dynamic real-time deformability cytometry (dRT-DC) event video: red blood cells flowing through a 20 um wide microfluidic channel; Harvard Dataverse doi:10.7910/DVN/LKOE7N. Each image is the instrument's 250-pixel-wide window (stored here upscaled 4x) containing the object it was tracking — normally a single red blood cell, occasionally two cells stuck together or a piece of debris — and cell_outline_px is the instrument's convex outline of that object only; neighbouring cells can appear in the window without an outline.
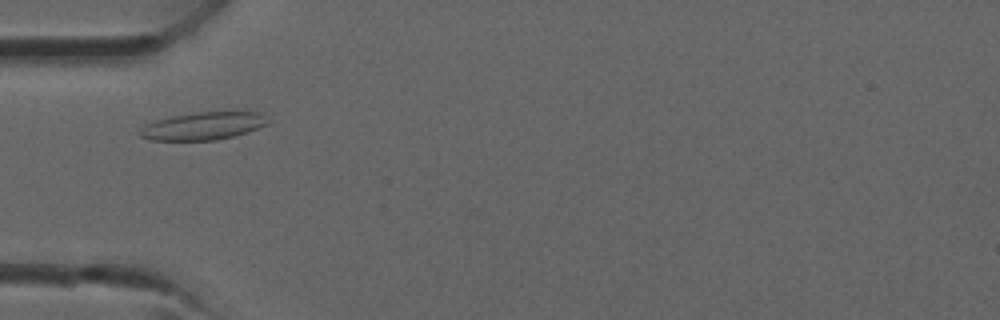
{"species": "common noctule bat (a hibernating species)", "species_latin": "Nyctalus noctula", "temperature_condition": "room temperature", "stored_images_in_passage": 28, "camera_frame_rate_fps": 3000, "um_per_image_px": 0.085, "animal": {"sex": "male", "forearm_length_mm": 52.5}, "frame": {"image": 1, "passage_image": 7, "time_ms": 2.0, "image_size_px": [1000, 320], "cell_outline_px": [[272, 120], [268, 124], [248, 132], [216, 140], [152, 140], [140, 136], [136, 132], [144, 124], [156, 120], [172, 116], [196, 112], [260, 112]], "centroid_in_image_um": [17.27, 10.7], "position_along_channel_um": 67.7, "area_um2": 20.81}}
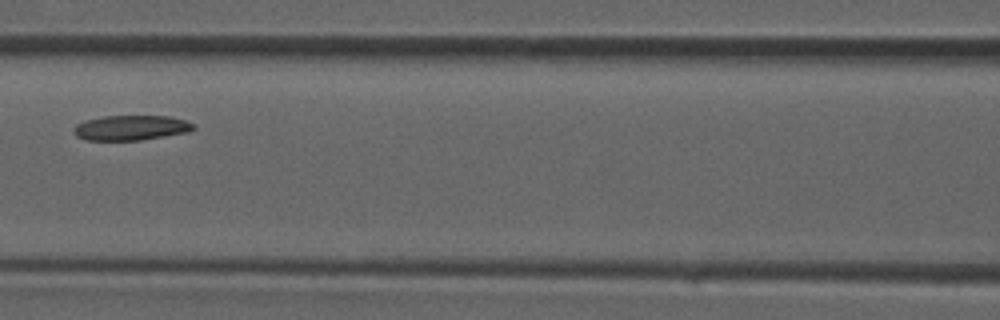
{"frame": {"image": 2, "passage_image": 12, "time_ms": 3.667, "image_size_px": [1000, 320], "cell_outline_px": [[196, 128], [188, 132], [140, 140], [88, 140], [76, 136], [72, 132], [76, 124], [84, 120], [104, 116], [172, 116], [196, 124]], "centroid_in_image_um": [11.14, 10.85], "position_along_channel_um": 155.5, "area_um2": 17.51}}
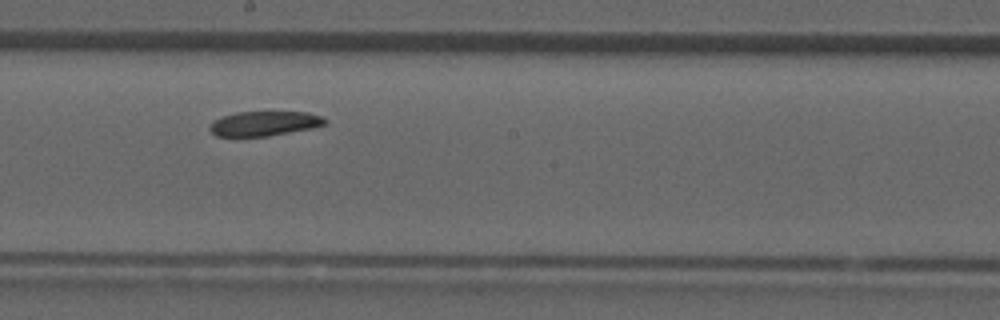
{"frame": {"image": 3, "passage_image": 16, "time_ms": 5.0, "image_size_px": [1000, 320], "cell_outline_px": [[328, 120], [324, 124], [312, 128], [268, 136], [216, 136], [208, 128], [212, 120], [220, 116], [236, 112], [308, 112], [324, 116]], "centroid_in_image_um": [22.45, 10.49], "position_along_channel_um": 225.7, "area_um2": 16.7}}